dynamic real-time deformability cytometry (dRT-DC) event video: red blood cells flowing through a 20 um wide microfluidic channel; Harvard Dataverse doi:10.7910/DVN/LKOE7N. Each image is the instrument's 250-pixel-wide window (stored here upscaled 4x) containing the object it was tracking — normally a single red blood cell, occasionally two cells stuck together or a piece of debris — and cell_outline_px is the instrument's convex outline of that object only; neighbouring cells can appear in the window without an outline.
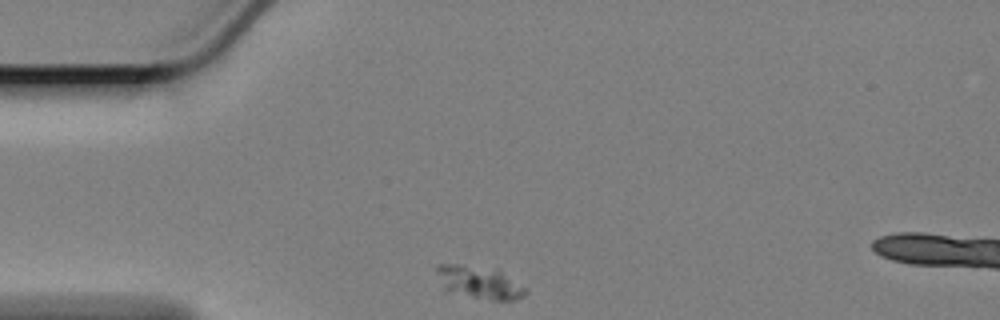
{"species": "Egyptian fruit bat (a non-hibernating species)", "species_latin": "Rousettus aegyptiacus", "temperature_condition": "cold", "stored_images_in_passage": 34, "camera_frame_rate_fps": 3000, "um_per_image_px": 0.085, "animal": {"sex": "female"}, "frame": {"image": 1, "passage_image": 1, "time_ms": 0.0, "image_size_px": [1000, 320], "cell_outline_px": [[528, 292], [524, 296], [516, 300], [492, 300], [444, 292], [436, 268], [436, 264], [456, 264], [500, 268], [528, 288]], "centroid_in_image_um": [40.8, 23.99], "position_along_channel_um": 44.2, "area_um2": 17.63}}
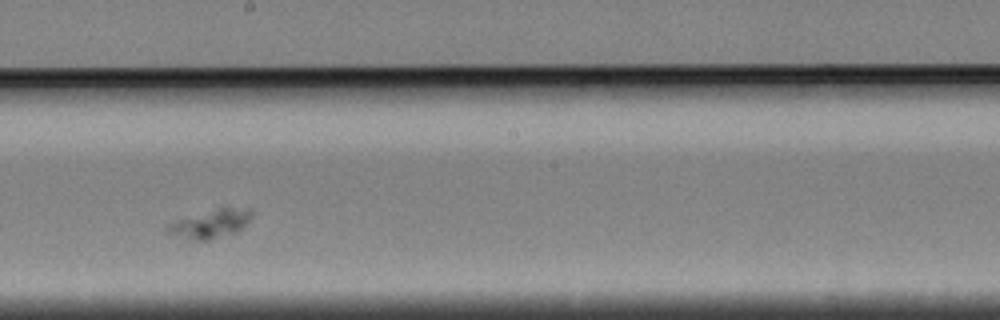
{"frame": {"image": 2, "passage_image": 20, "time_ms": 6.333, "image_size_px": [1000, 320], "cell_outline_px": [[252, 216], [236, 232], [208, 240], [188, 240], [164, 232], [164, 228], [168, 224], [216, 208], [252, 208]], "centroid_in_image_um": [17.86, 19.04], "position_along_channel_um": 230.3, "area_um2": 13.7}}
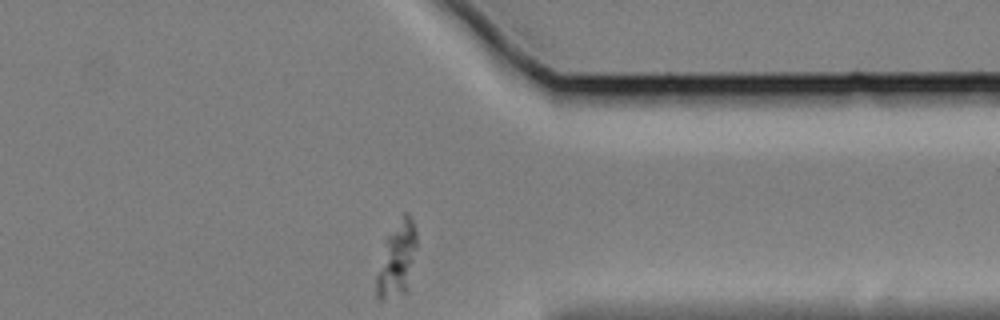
{"frame": {"image": 3, "passage_image": 34, "time_ms": 11.0, "image_size_px": [1000, 320], "cell_outline_px": [[416, 248], [404, 292], [380, 300], [376, 296], [376, 276], [384, 240], [404, 212], [408, 212], [416, 228]], "centroid_in_image_um": [33.7, 21.97], "position_along_channel_um": 377.7, "area_um2": 16.94}}